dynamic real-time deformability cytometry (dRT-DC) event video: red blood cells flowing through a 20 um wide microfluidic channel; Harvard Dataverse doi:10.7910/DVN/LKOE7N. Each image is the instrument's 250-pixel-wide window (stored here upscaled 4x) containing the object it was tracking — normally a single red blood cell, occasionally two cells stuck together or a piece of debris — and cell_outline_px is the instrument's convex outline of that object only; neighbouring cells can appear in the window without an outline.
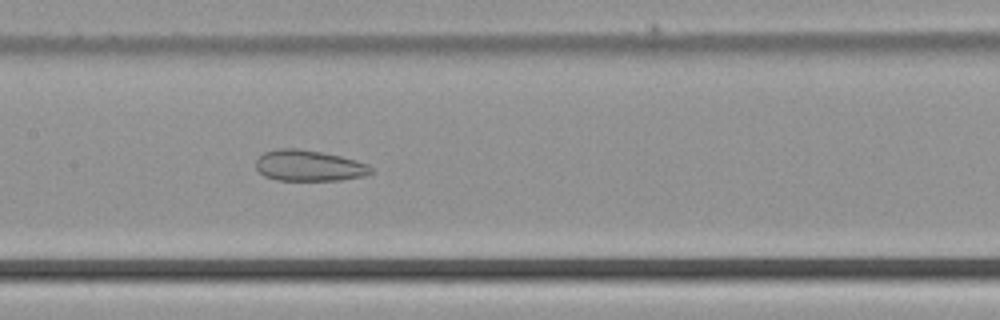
{"species": "common noctule bat (a hibernating species)", "species_latin": "Nyctalus noctula", "temperature_condition": "cold", "stored_images_in_passage": 51, "camera_frame_rate_fps": 3000, "um_per_image_px": 0.085, "animal": {"sex": "male", "body_mass_g": 21.5, "forearm_length_mm": 52.0}, "frame": {"image": 1, "passage_image": 25, "time_ms": 8.0, "image_size_px": [1000, 320], "cell_outline_px": [[372, 172], [368, 176], [340, 180], [276, 180], [264, 176], [256, 168], [256, 160], [264, 152], [280, 148], [296, 148], [320, 152], [340, 156], [356, 160], [368, 164], [372, 168]], "centroid_in_image_um": [26.28, 14.09], "position_along_channel_um": 181.1, "area_um2": 20.81}}
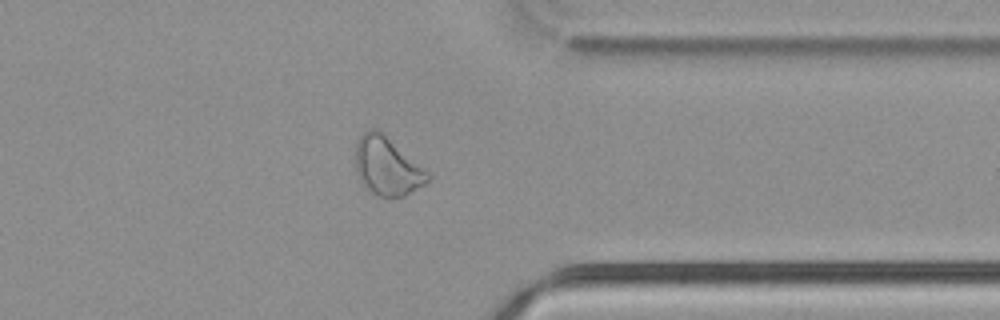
{"frame": {"image": 2, "passage_image": 40, "time_ms": 13.0, "image_size_px": [1000, 320], "cell_outline_px": [[432, 176], [424, 184], [404, 196], [376, 196], [364, 188], [356, 172], [356, 144], [360, 136], [368, 128], [376, 128], [428, 172]], "centroid_in_image_um": [32.87, 14.15], "position_along_channel_um": 378.5, "area_um2": 24.1}}
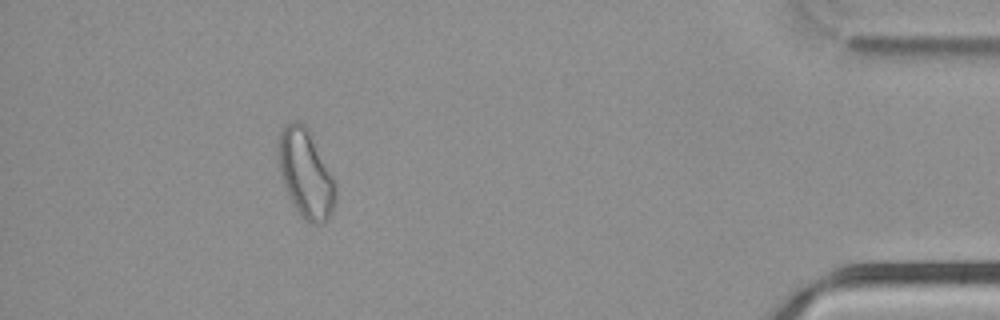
{"frame": {"image": 3, "passage_image": 46, "time_ms": 15.0, "image_size_px": [1000, 320], "cell_outline_px": [[336, 200], [332, 212], [324, 224], [312, 224], [300, 216], [284, 184], [280, 172], [280, 132], [292, 120], [296, 120], [304, 124], [308, 128], [336, 184]], "centroid_in_image_um": [26.03, 14.8], "position_along_channel_um": 409.2, "area_um2": 28.67}}